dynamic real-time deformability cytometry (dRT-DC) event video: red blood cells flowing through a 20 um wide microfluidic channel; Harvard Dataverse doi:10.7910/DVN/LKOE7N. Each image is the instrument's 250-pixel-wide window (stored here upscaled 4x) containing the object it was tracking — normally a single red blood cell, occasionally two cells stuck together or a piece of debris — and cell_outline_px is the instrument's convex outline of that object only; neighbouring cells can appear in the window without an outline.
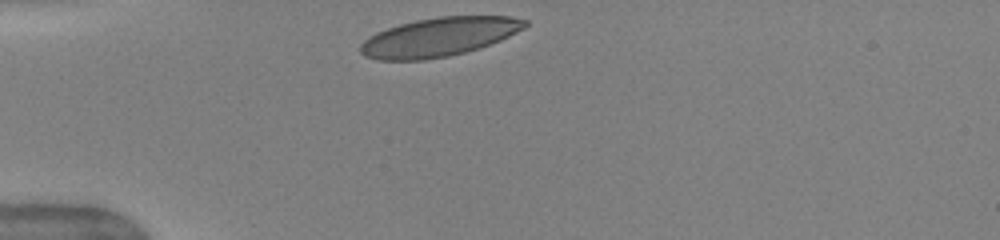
{"species": "human", "species_latin": "Homo sapiens", "temperature_condition": "warm", "stored_images_in_passage": 30, "camera_frame_rate_fps": 3000, "um_per_image_px": 0.085, "donor": {"sex": "female"}, "frame": {"image": 1, "passage_image": 1, "time_ms": 0.0, "image_size_px": [1000, 240], "cell_outline_px": [[528, 24], [524, 28], [500, 40], [464, 52], [448, 56], [424, 60], [380, 60], [364, 56], [360, 52], [360, 44], [368, 36], [376, 32], [400, 24], [416, 20], [440, 16], [512, 16], [528, 20]], "centroid_in_image_um": [37.29, 3.14], "position_along_channel_um": 47.7, "area_um2": 37.05}}
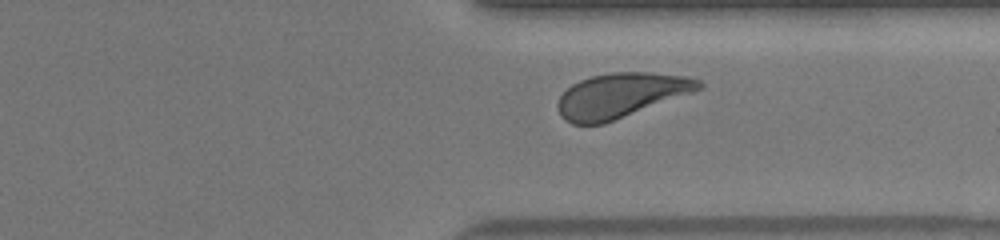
{"frame": {"image": 2, "passage_image": 26, "time_ms": 8.333, "image_size_px": [1000, 240], "cell_outline_px": [[704, 84], [696, 92], [604, 124], [572, 124], [564, 120], [560, 116], [556, 104], [560, 96], [572, 84], [580, 80], [592, 76], [608, 72], [648, 72], [684, 76], [700, 80]], "centroid_in_image_um": [52.77, 8.11], "position_along_channel_um": 358.6, "area_um2": 36.99}}
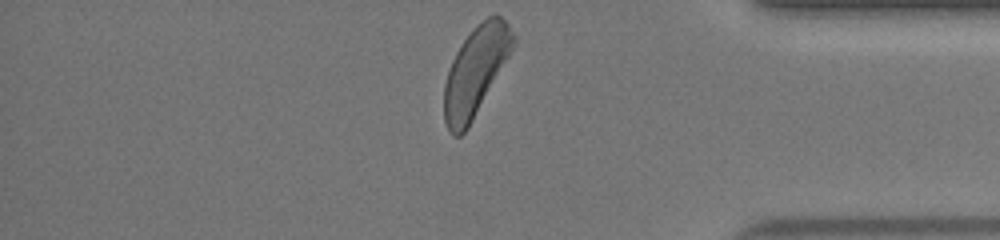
{"frame": {"image": 3, "passage_image": 30, "time_ms": 9.667, "image_size_px": [1000, 240], "cell_outline_px": [[516, 44], [468, 128], [460, 136], [452, 136], [448, 132], [444, 120], [444, 84], [452, 60], [460, 44], [476, 24], [488, 16], [500, 16], [508, 24], [516, 36]], "centroid_in_image_um": [40.42, 6.06], "position_along_channel_um": 394.8, "area_um2": 35.72}, "authors_computed_cell_mechanics": {"area_um2": 36.992, "velocity_mm_per_s": 4.0163, "shape_relaxation_time_tau1_ms": 3.7625, "shape_relaxation_time_tau2_ms": 0.7622, "deformation_change_tau1": 0.1654, "deformation_change_tau2": 0.0544}}